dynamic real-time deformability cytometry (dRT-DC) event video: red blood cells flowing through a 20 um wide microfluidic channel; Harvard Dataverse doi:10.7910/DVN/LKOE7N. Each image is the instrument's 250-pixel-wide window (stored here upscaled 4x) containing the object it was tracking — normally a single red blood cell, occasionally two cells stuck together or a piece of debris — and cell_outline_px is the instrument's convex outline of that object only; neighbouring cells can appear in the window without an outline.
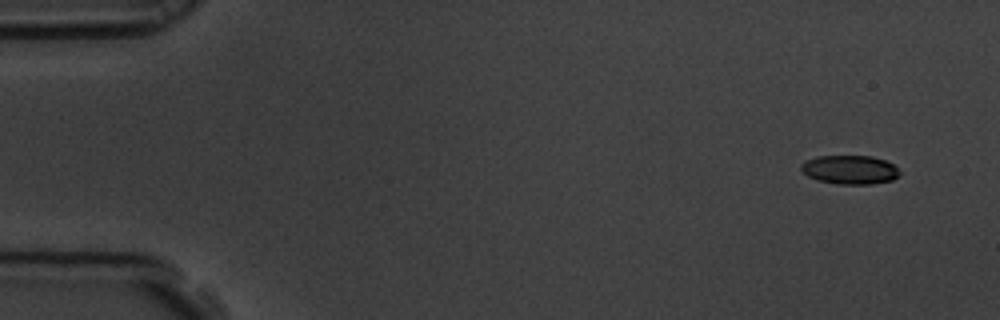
{"species": "common noctule bat (a hibernating species)", "species_latin": "Nyctalus noctula", "temperature_condition": "room temperature", "stored_images_in_passage": 5, "camera_frame_rate_fps": 3000, "um_per_image_px": 0.085, "animal": {"sex": "male", "body_mass_g": 19.5, "forearm_length_mm": 54.6}, "frame": {"image": 1, "passage_image": 1, "time_ms": 0.0, "image_size_px": [1000, 320], "cell_outline_px": [[900, 176], [892, 180], [872, 184], [836, 184], [820, 180], [808, 176], [800, 168], [800, 164], [816, 156], [872, 156], [884, 160], [892, 164], [900, 172]], "centroid_in_image_um": [72.25, 14.43], "position_along_channel_um": 12.7, "area_um2": 16.47}}
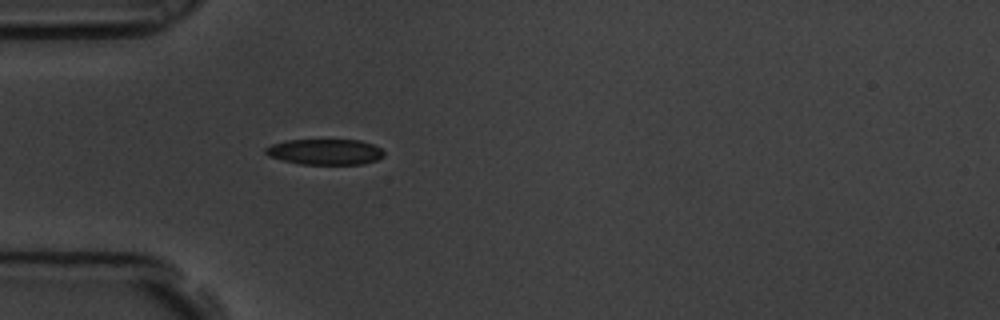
{"frame": {"image": 2, "passage_image": 5, "time_ms": 1.333, "image_size_px": [1000, 320], "cell_outline_px": [[384, 156], [376, 160], [364, 164], [300, 164], [268, 156], [264, 152], [264, 148], [272, 144], [284, 140], [360, 140], [372, 144], [380, 148], [384, 152]], "centroid_in_image_um": [27.62, 12.9], "position_along_channel_um": 57.4, "area_um2": 17.74}}